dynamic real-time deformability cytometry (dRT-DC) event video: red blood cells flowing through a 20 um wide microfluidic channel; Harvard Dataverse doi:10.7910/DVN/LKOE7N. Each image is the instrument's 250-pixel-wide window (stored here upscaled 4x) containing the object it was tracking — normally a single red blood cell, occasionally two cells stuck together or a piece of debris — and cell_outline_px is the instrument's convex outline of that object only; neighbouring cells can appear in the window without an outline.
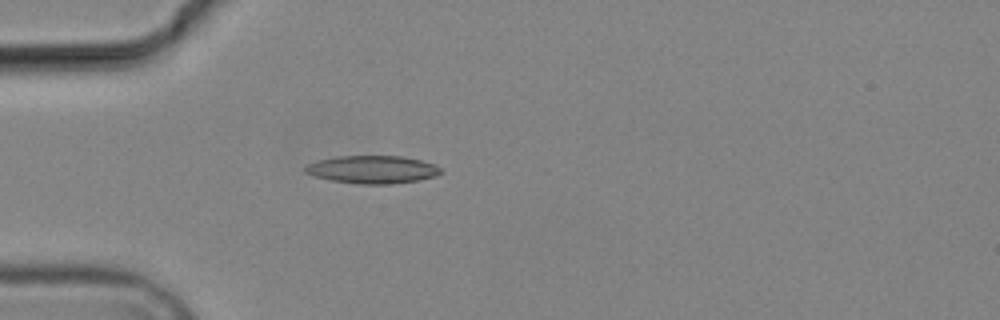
{"species": "common noctule bat (a hibernating species)", "species_latin": "Nyctalus noctula", "temperature_condition": "cold", "stored_images_in_passage": 4, "camera_frame_rate_fps": 3000, "um_per_image_px": 0.085, "animal": {"sex": "male", "body_mass_g": 19.2, "forearm_length_mm": 51.8}, "frame": {"image": 1, "passage_image": 4, "time_ms": 3.667, "image_size_px": [1000, 320], "cell_outline_px": [[440, 172], [436, 176], [416, 180], [392, 184], [360, 184], [332, 180], [312, 176], [304, 172], [304, 168], [308, 164], [320, 160], [336, 156], [404, 156], [436, 164], [440, 168]], "centroid_in_image_um": [31.65, 14.4], "position_along_channel_um": 53.4, "area_um2": 21.91}}